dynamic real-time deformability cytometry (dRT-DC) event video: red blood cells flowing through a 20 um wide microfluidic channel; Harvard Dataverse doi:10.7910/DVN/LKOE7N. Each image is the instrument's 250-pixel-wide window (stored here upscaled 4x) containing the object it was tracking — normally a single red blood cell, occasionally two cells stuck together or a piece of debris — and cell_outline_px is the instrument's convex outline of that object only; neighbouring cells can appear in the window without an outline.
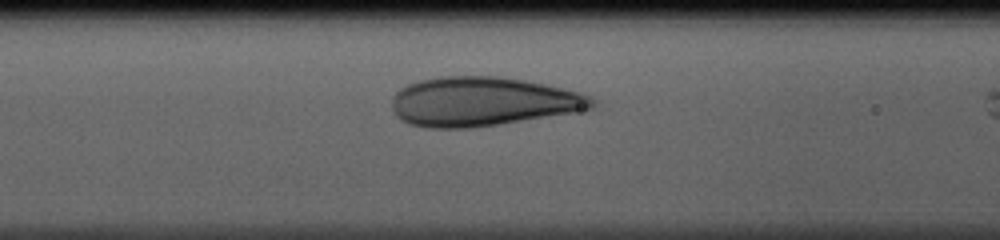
{"species": "human", "species_latin": "Homo sapiens", "temperature_condition": "cold", "stored_images_in_passage": 9, "camera_frame_rate_fps": 3000, "um_per_image_px": 0.085, "donor": {"sex": "male"}, "frame": {"image": 1, "passage_image": 7, "time_ms": 2.0, "image_size_px": [1000, 240], "cell_outline_px": [[596, 104], [592, 108], [572, 112], [500, 124], [472, 128], [428, 128], [408, 124], [396, 116], [392, 108], [392, 96], [400, 88], [408, 84], [420, 80], [440, 76], [500, 76], [524, 80], [544, 84], [580, 92], [592, 96], [596, 100]], "centroid_in_image_um": [40.99, 8.63], "position_along_channel_um": 125.6, "area_um2": 57.51}}